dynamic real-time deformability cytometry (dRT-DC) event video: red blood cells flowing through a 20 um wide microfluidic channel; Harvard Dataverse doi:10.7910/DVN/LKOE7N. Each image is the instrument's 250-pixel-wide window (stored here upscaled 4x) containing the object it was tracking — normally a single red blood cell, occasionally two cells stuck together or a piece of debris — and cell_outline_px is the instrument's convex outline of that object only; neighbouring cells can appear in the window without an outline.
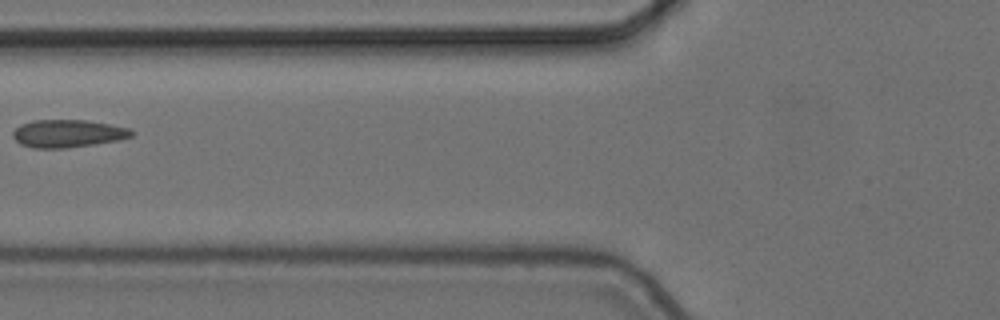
{"species": "common noctule bat (a hibernating species)", "species_latin": "Nyctalus noctula", "temperature_condition": "cold", "stored_images_in_passage": 7, "camera_frame_rate_fps": 3000, "um_per_image_px": 0.085, "animal": {"sex": "female", "body_mass_g": 24.6, "forearm_length_mm": 56.2}, "frame": {"image": 1, "passage_image": 6, "time_ms": 1.667, "image_size_px": [1000, 320], "cell_outline_px": [[136, 132], [132, 136], [116, 140], [92, 144], [64, 148], [32, 148], [20, 144], [12, 136], [12, 132], [20, 124], [36, 120], [88, 120], [132, 128]], "centroid_in_image_um": [5.77, 11.34], "position_along_channel_um": 120.0, "area_um2": 19.19}}
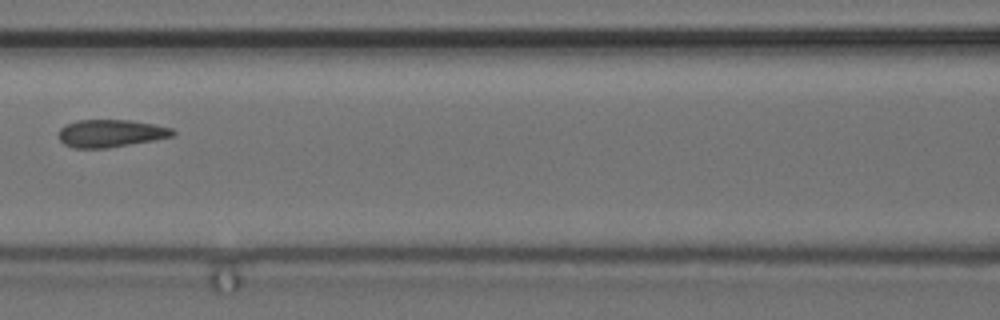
{"frame": {"image": 2, "passage_image": 7, "time_ms": 2.0, "image_size_px": [1000, 320], "cell_outline_px": [[176, 132], [172, 136], [152, 140], [108, 148], [72, 148], [64, 144], [60, 140], [60, 128], [64, 124], [76, 120], [128, 120], [152, 124], [172, 128]], "centroid_in_image_um": [9.37, 11.33], "position_along_channel_um": 157.2, "area_um2": 18.21}}